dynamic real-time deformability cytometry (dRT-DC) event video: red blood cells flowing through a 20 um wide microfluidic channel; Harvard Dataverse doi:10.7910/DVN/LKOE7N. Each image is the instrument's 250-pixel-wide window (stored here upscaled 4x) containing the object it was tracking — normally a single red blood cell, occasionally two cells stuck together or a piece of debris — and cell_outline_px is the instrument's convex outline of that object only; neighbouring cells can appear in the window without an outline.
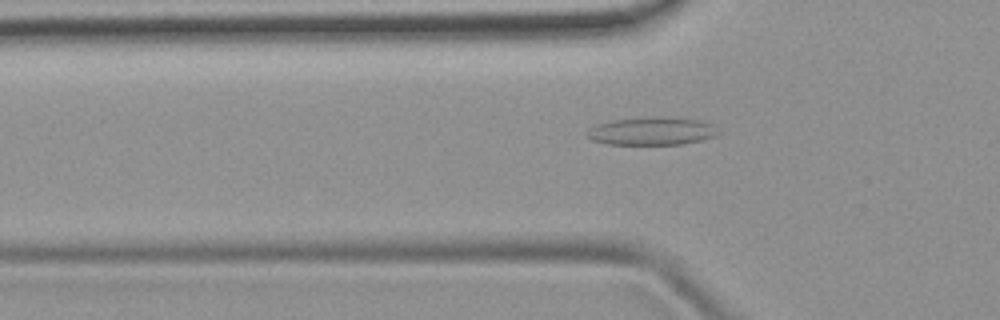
{"species": "common noctule bat (a hibernating species)", "species_latin": "Nyctalus noctula", "temperature_condition": "room temperature", "stored_images_in_passage": 46, "camera_frame_rate_fps": 3000, "um_per_image_px": 0.085, "animal": {"sex": "female", "body_mass_g": 19.9}, "frame": {"image": 1, "passage_image": 12, "time_ms": 3.667, "image_size_px": [1000, 320], "cell_outline_px": [[720, 132], [716, 136], [684, 144], [608, 144], [592, 140], [588, 136], [588, 128], [596, 124], [612, 120], [648, 116], [664, 116], [700, 120], [712, 124]], "centroid_in_image_um": [55.42, 11.13], "position_along_channel_um": 70.4, "area_um2": 21.56}}
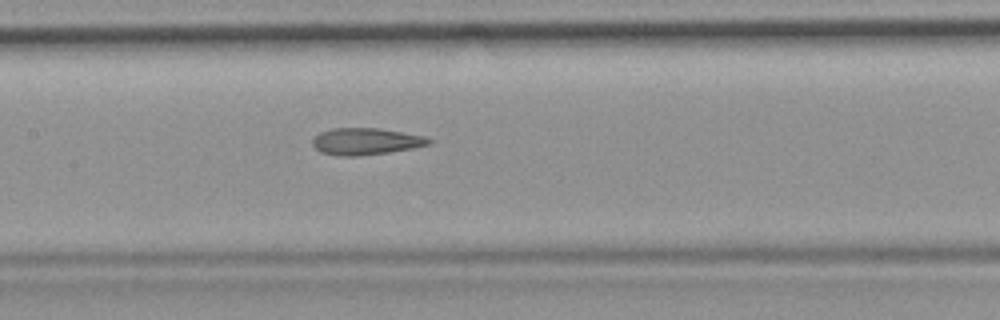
{"frame": {"image": 2, "passage_image": 20, "time_ms": 6.333, "image_size_px": [1000, 320], "cell_outline_px": [[432, 144], [412, 148], [388, 152], [356, 156], [340, 156], [320, 152], [312, 144], [312, 140], [320, 132], [332, 128], [380, 128], [424, 136], [432, 140]], "centroid_in_image_um": [31.09, 12.01], "position_along_channel_um": 176.3, "area_um2": 18.09}}
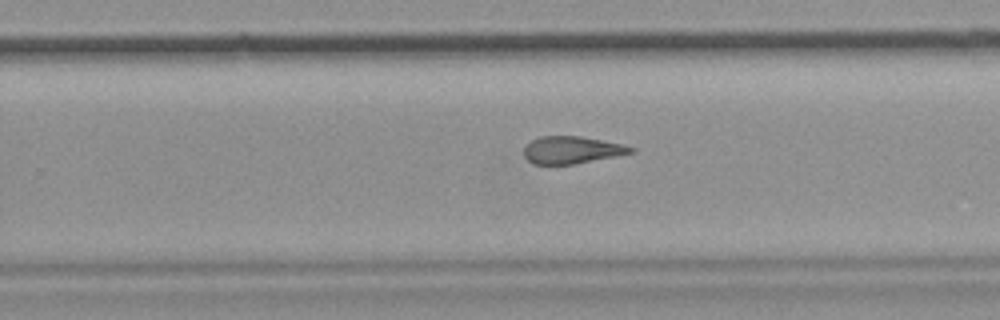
{"frame": {"image": 3, "passage_image": 28, "time_ms": 9.0, "image_size_px": [1000, 320], "cell_outline_px": [[636, 152], [616, 156], [572, 164], [532, 164], [524, 156], [524, 148], [532, 140], [540, 136], [580, 136], [624, 144], [636, 148]], "centroid_in_image_um": [48.63, 12.74], "position_along_channel_um": 281.2, "area_um2": 16.99}, "authors_computed_cell_mechanics": {"area_um2": 18.7561, "velocity_mm_per_s": 3.96, "shape_relaxation_time_tau1_ms": null, "shape_relaxation_time_tau2_ms": 2.9198, "deformation_change_tau1": null, "deformation_change_tau2": 0.129}}